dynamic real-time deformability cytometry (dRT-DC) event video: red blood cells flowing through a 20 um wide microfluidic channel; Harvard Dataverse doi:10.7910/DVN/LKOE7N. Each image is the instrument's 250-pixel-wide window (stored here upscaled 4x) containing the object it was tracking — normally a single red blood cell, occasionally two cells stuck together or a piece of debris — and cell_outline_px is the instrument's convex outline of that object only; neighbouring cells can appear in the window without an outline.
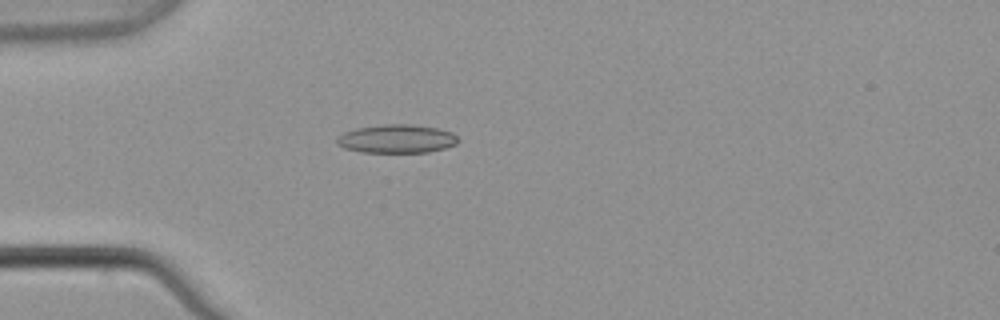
{"species": "common noctule bat (a hibernating species)", "species_latin": "Nyctalus noctula", "temperature_condition": "warm", "stored_images_in_passage": 28, "camera_frame_rate_fps": 3000, "um_per_image_px": 0.085, "animal": {"sex": "male", "body_mass_g": 21.5, "forearm_length_mm": 52.0}, "frame": {"image": 1, "passage_image": 11, "time_ms": 3.333, "image_size_px": [1000, 320], "cell_outline_px": [[460, 140], [456, 144], [444, 148], [428, 152], [360, 152], [344, 148], [336, 144], [336, 136], [344, 132], [356, 128], [384, 124], [412, 124], [436, 128], [452, 132]], "centroid_in_image_um": [33.69, 11.79], "position_along_channel_um": 51.3, "area_um2": 20.23}}
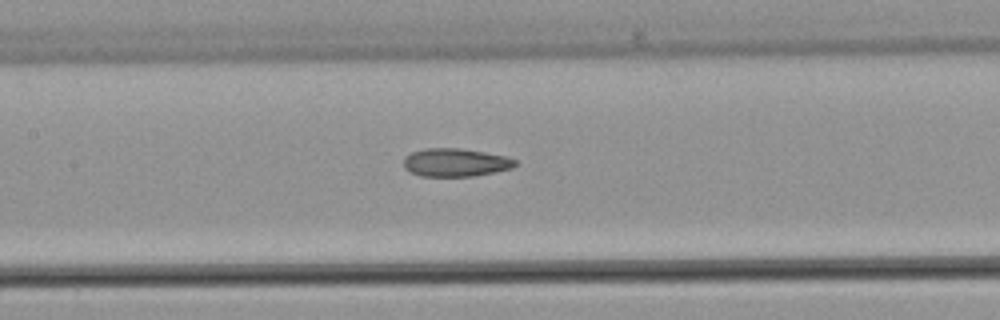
{"frame": {"image": 2, "passage_image": 21, "time_ms": 6.667, "image_size_px": [1000, 320], "cell_outline_px": [[516, 164], [512, 168], [472, 176], [420, 176], [408, 172], [404, 168], [404, 156], [412, 152], [424, 148], [460, 148], [508, 156], [516, 160]], "centroid_in_image_um": [38.68, 13.8], "position_along_channel_um": 168.7, "area_um2": 18.38}}
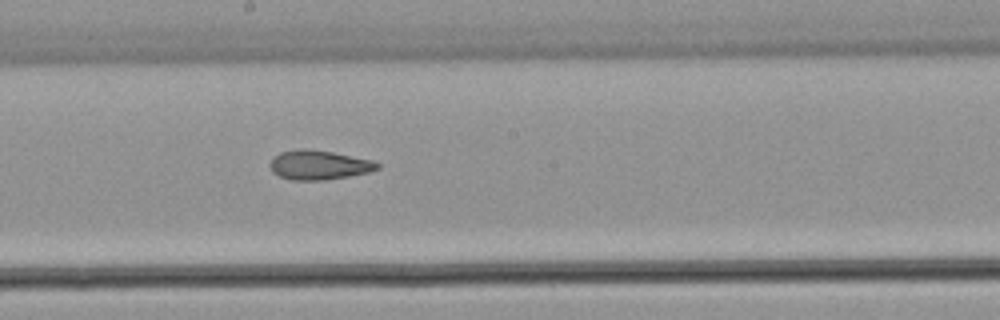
{"frame": {"image": 3, "passage_image": 25, "time_ms": 8.0, "image_size_px": [1000, 320], "cell_outline_px": [[380, 168], [368, 172], [348, 176], [324, 180], [292, 180], [280, 176], [272, 172], [268, 164], [272, 156], [280, 152], [300, 148], [304, 148], [332, 152], [372, 160], [380, 164]], "centroid_in_image_um": [27.06, 14.01], "position_along_channel_um": 221.1, "area_um2": 18.44}}